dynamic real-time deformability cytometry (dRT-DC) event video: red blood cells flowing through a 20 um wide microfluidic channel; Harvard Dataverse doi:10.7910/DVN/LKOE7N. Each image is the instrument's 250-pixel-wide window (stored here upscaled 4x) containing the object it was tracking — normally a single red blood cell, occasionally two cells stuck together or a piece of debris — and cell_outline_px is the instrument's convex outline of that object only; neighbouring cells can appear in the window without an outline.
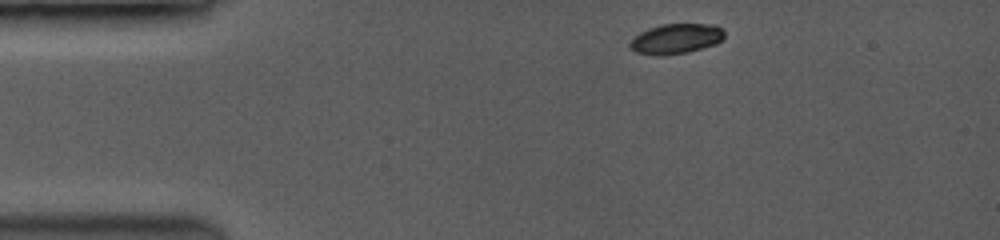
{"species": "common noctule bat (a hibernating species)", "species_latin": "Nyctalus noctula", "temperature_condition": "room temperature", "stored_images_in_passage": 8, "camera_frame_rate_fps": 3500, "um_per_image_px": 0.085, "animal": {"sex": "female", "body_mass_g": 19.0, "forearm_length_mm": 53.3}, "frame": {"image": 1, "passage_image": 1, "time_ms": 0.0, "image_size_px": [1000, 240], "cell_outline_px": [[724, 36], [716, 44], [684, 52], [636, 52], [628, 44], [640, 32], [648, 28], [664, 24], [712, 24], [720, 28], [724, 32]], "centroid_in_image_um": [57.51, 3.23], "position_along_channel_um": 27.5, "area_um2": 15.49}}
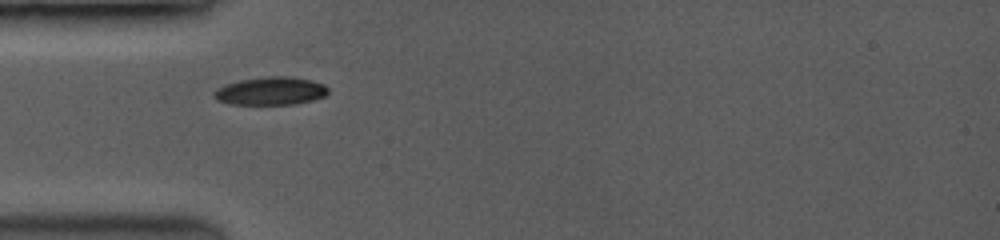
{"frame": {"image": 2, "passage_image": 6, "time_ms": 2.286, "image_size_px": [1000, 240], "cell_outline_px": [[328, 92], [324, 96], [312, 100], [292, 104], [232, 104], [220, 100], [216, 96], [216, 92], [220, 88], [228, 84], [240, 80], [268, 76], [288, 76], [308, 80], [324, 84], [328, 88]], "centroid_in_image_um": [23.08, 7.73], "position_along_channel_um": 61.9, "area_um2": 18.03}}